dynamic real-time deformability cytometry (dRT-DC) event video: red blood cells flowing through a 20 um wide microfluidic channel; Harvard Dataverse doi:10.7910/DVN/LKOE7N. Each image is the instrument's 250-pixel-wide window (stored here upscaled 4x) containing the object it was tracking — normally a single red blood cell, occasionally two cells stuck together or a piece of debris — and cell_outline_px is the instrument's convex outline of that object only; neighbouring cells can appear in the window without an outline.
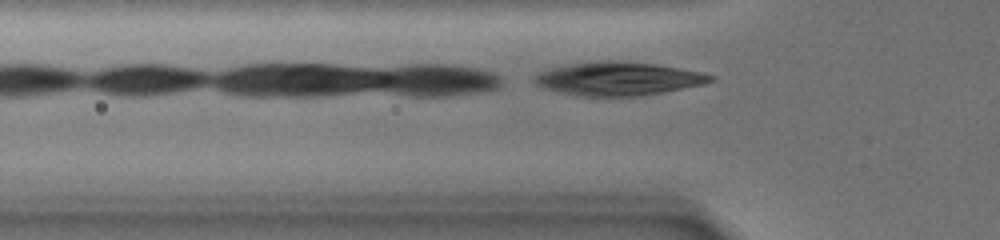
{"species": "common noctule bat (a hibernating species)", "species_latin": "Nyctalus noctula", "temperature_condition": "warm", "stored_images_in_passage": 62, "camera_frame_rate_fps": 3000, "um_per_image_px": 0.085, "animal": {"sex": "female", "body_mass_g": 19.0, "forearm_length_mm": 51.5}, "frame": {"image": 1, "passage_image": 2, "time_ms": 0.333, "image_size_px": [1000, 240], "cell_outline_px": [[716, 80], [704, 84], [644, 96], [576, 96], [556, 92], [544, 88], [536, 84], [532, 80], [532, 76], [536, 72], [568, 64], [608, 60], [616, 60], [656, 64], [704, 72], [716, 76]], "centroid_in_image_um": [52.55, 6.69], "position_along_channel_um": 73.3, "area_um2": 34.85}}
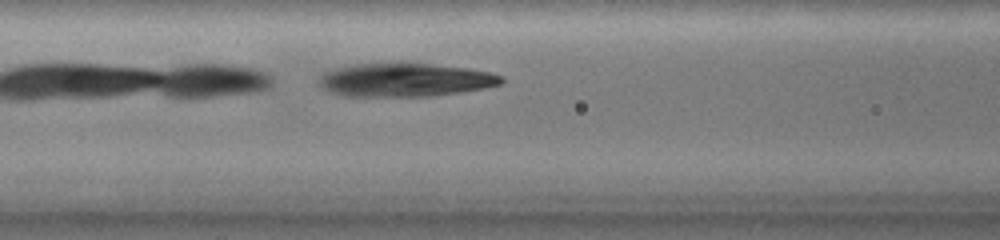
{"frame": {"image": 2, "passage_image": 12, "time_ms": 2.333, "image_size_px": [1000, 240], "cell_outline_px": [[504, 80], [500, 84], [484, 88], [460, 92], [432, 96], [344, 96], [328, 92], [316, 84], [320, 76], [324, 72], [336, 68], [356, 64], [404, 60], [468, 68], [488, 72], [504, 76]], "centroid_in_image_um": [34.38, 6.76], "position_along_channel_um": 132.2, "area_um2": 36.65}}
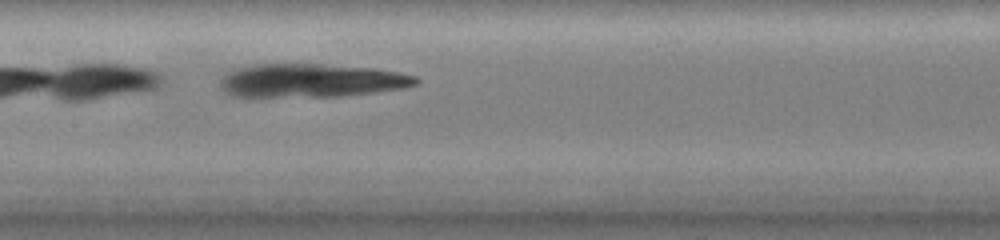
{"frame": {"image": 3, "passage_image": 20, "time_ms": 4.0, "image_size_px": [1000, 240], "cell_outline_px": [[420, 84], [404, 88], [376, 92], [340, 96], [232, 96], [224, 92], [220, 88], [220, 80], [228, 72], [236, 68], [252, 64], [320, 64], [376, 68], [416, 76], [420, 80]], "centroid_in_image_um": [26.47, 6.84], "position_along_channel_um": 180.9, "area_um2": 38.26}}